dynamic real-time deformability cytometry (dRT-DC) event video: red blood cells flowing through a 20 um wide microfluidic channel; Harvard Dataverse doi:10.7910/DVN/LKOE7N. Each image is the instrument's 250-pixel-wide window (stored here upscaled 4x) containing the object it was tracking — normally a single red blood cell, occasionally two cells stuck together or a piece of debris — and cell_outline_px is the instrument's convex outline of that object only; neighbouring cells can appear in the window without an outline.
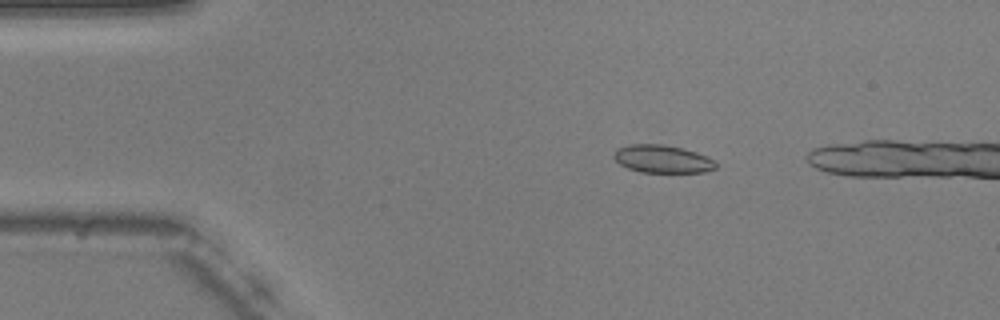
{"species": "common noctule bat (a hibernating species)", "species_latin": "Nyctalus noctula", "temperature_condition": "warm", "stored_images_in_passage": 14, "camera_frame_rate_fps": 3000, "um_per_image_px": 0.085, "animal": {"sex": "male", "body_mass_g": 20.5, "forearm_length_mm": 52.5}, "frame": {"image": 1, "passage_image": 10, "time_ms": 3.0, "image_size_px": [1000, 320], "cell_outline_px": [[716, 168], [704, 172], [640, 172], [628, 168], [620, 164], [612, 156], [612, 152], [616, 148], [628, 144], [664, 144], [696, 152], [716, 160]], "centroid_in_image_um": [56.27, 13.5], "position_along_channel_um": 28.7, "area_um2": 16.65}}